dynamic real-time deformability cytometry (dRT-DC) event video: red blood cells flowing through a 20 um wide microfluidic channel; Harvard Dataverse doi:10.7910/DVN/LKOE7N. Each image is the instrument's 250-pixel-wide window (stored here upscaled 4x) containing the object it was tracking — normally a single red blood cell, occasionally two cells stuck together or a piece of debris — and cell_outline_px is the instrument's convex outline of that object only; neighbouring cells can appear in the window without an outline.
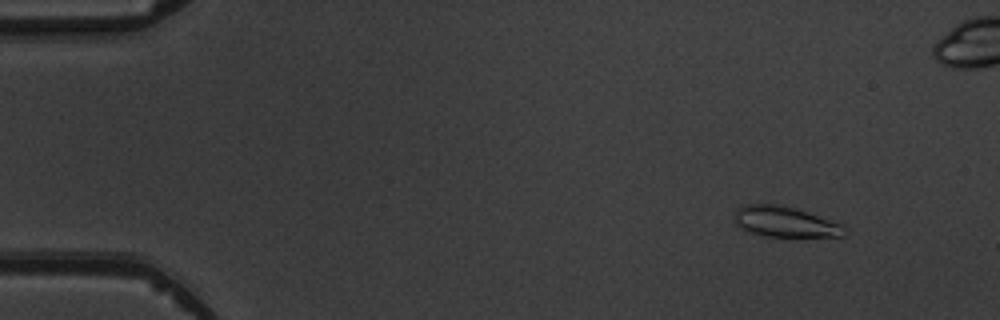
{"species": "common noctule bat (a hibernating species)", "species_latin": "Nyctalus noctula", "temperature_condition": "warm", "stored_images_in_passage": 5, "camera_frame_rate_fps": 3000, "um_per_image_px": 0.085, "animal": {"sex": "male", "body_mass_g": 19.5, "forearm_length_mm": 54.6}, "frame": {"image": 1, "passage_image": 2, "time_ms": 1.333, "image_size_px": [1000, 320], "cell_outline_px": [[844, 236], [764, 236], [752, 232], [736, 224], [736, 208], [740, 204], [780, 204], [844, 224]], "centroid_in_image_um": [66.71, 18.84], "position_along_channel_um": 18.3, "area_um2": 19.19}}